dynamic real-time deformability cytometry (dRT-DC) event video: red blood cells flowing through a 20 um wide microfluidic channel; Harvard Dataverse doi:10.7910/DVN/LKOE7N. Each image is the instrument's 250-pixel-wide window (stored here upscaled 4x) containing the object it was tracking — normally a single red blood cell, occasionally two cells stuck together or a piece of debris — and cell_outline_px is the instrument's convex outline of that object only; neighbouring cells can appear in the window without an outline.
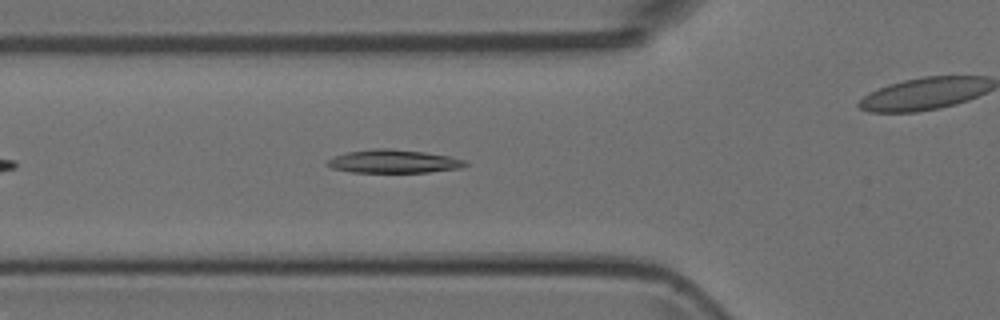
{"species": "Egyptian fruit bat (a non-hibernating species)", "species_latin": "Rousettus aegyptiacus", "temperature_condition": "room temperature", "stored_images_in_passage": 40, "camera_frame_rate_fps": 3000, "um_per_image_px": 0.085, "animal": {"sex": "female"}, "frame": {"image": 1, "passage_image": 6, "time_ms": 1.667, "image_size_px": [1000, 320], "cell_outline_px": [[468, 164], [460, 168], [428, 172], [352, 172], [332, 168], [324, 164], [328, 160], [336, 156], [348, 152], [372, 148], [388, 148], [424, 152], [448, 156], [464, 160]], "centroid_in_image_um": [33.43, 13.71], "position_along_channel_um": 92.4, "area_um2": 18.55}}
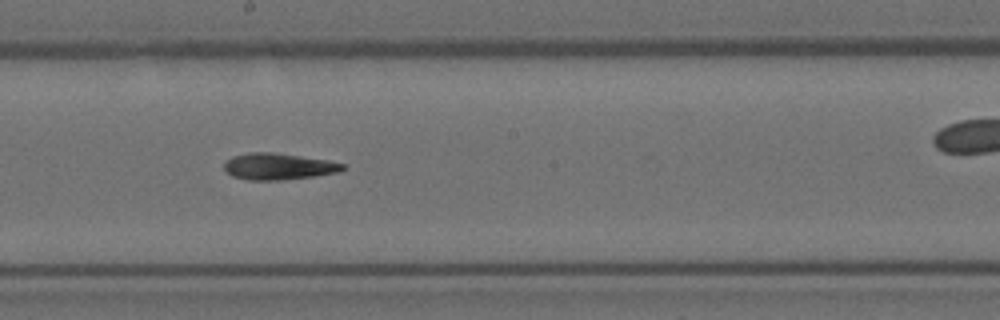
{"frame": {"image": 2, "passage_image": 16, "time_ms": 5.0, "image_size_px": [1000, 320], "cell_outline_px": [[344, 168], [340, 172], [284, 180], [248, 180], [232, 176], [224, 168], [224, 160], [232, 156], [248, 152], [272, 152], [328, 160], [344, 164]], "centroid_in_image_um": [23.62, 14.14], "position_along_channel_um": 224.6, "area_um2": 18.32}}
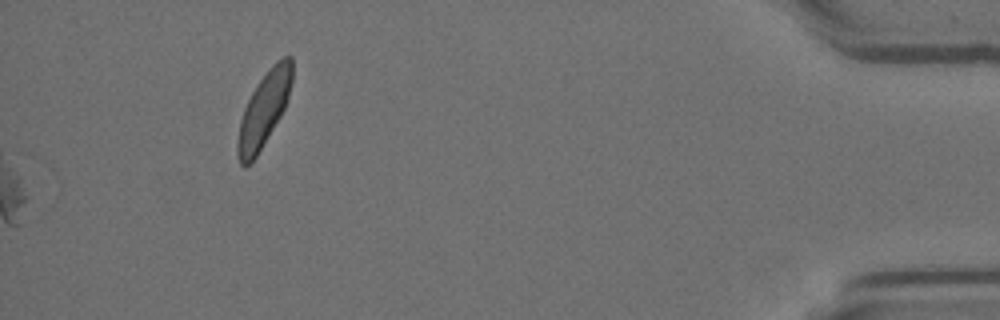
{"frame": {"image": 3, "passage_image": 40, "time_ms": 13.0, "image_size_px": [1000, 320], "cell_outline_px": [[292, 80], [288, 96], [284, 108], [280, 116], [256, 156], [244, 168], [240, 164], [236, 152], [236, 144], [240, 120], [244, 108], [256, 84], [268, 68], [276, 60], [284, 56], [292, 56]], "centroid_in_image_um": [22.41, 9.28], "position_along_channel_um": 412.8, "area_um2": 23.41}}